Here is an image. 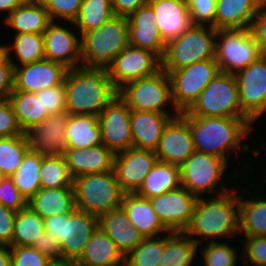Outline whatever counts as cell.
I'll return each instance as SVG.
<instances>
[{
  "label": "cell",
  "instance_id": "51",
  "mask_svg": "<svg viewBox=\"0 0 266 266\" xmlns=\"http://www.w3.org/2000/svg\"><path fill=\"white\" fill-rule=\"evenodd\" d=\"M24 134L8 98L0 99V137H12Z\"/></svg>",
  "mask_w": 266,
  "mask_h": 266
},
{
  "label": "cell",
  "instance_id": "7",
  "mask_svg": "<svg viewBox=\"0 0 266 266\" xmlns=\"http://www.w3.org/2000/svg\"><path fill=\"white\" fill-rule=\"evenodd\" d=\"M118 95L131 110L181 114L173 103L169 74L162 68L151 76L126 83L118 90ZM165 105H171L173 111L169 112Z\"/></svg>",
  "mask_w": 266,
  "mask_h": 266
},
{
  "label": "cell",
  "instance_id": "22",
  "mask_svg": "<svg viewBox=\"0 0 266 266\" xmlns=\"http://www.w3.org/2000/svg\"><path fill=\"white\" fill-rule=\"evenodd\" d=\"M127 19L129 45L149 50L162 59L166 43L159 34L152 7L147 3L131 13Z\"/></svg>",
  "mask_w": 266,
  "mask_h": 266
},
{
  "label": "cell",
  "instance_id": "10",
  "mask_svg": "<svg viewBox=\"0 0 266 266\" xmlns=\"http://www.w3.org/2000/svg\"><path fill=\"white\" fill-rule=\"evenodd\" d=\"M262 53L250 28L216 31L215 60L223 73L236 74Z\"/></svg>",
  "mask_w": 266,
  "mask_h": 266
},
{
  "label": "cell",
  "instance_id": "33",
  "mask_svg": "<svg viewBox=\"0 0 266 266\" xmlns=\"http://www.w3.org/2000/svg\"><path fill=\"white\" fill-rule=\"evenodd\" d=\"M66 148H88L101 145V127L95 115H70L66 131Z\"/></svg>",
  "mask_w": 266,
  "mask_h": 266
},
{
  "label": "cell",
  "instance_id": "24",
  "mask_svg": "<svg viewBox=\"0 0 266 266\" xmlns=\"http://www.w3.org/2000/svg\"><path fill=\"white\" fill-rule=\"evenodd\" d=\"M148 4L154 11L159 34L165 43L192 26L187 0H149Z\"/></svg>",
  "mask_w": 266,
  "mask_h": 266
},
{
  "label": "cell",
  "instance_id": "58",
  "mask_svg": "<svg viewBox=\"0 0 266 266\" xmlns=\"http://www.w3.org/2000/svg\"><path fill=\"white\" fill-rule=\"evenodd\" d=\"M25 0H0V12H6V17Z\"/></svg>",
  "mask_w": 266,
  "mask_h": 266
},
{
  "label": "cell",
  "instance_id": "20",
  "mask_svg": "<svg viewBox=\"0 0 266 266\" xmlns=\"http://www.w3.org/2000/svg\"><path fill=\"white\" fill-rule=\"evenodd\" d=\"M98 227V217L87 212L75 209L64 214L63 238L59 242L61 259L77 261Z\"/></svg>",
  "mask_w": 266,
  "mask_h": 266
},
{
  "label": "cell",
  "instance_id": "17",
  "mask_svg": "<svg viewBox=\"0 0 266 266\" xmlns=\"http://www.w3.org/2000/svg\"><path fill=\"white\" fill-rule=\"evenodd\" d=\"M157 161L153 150L130 148L115 154L113 170L122 191L135 193Z\"/></svg>",
  "mask_w": 266,
  "mask_h": 266
},
{
  "label": "cell",
  "instance_id": "47",
  "mask_svg": "<svg viewBox=\"0 0 266 266\" xmlns=\"http://www.w3.org/2000/svg\"><path fill=\"white\" fill-rule=\"evenodd\" d=\"M11 266H48L52 261L31 246L10 247Z\"/></svg>",
  "mask_w": 266,
  "mask_h": 266
},
{
  "label": "cell",
  "instance_id": "1",
  "mask_svg": "<svg viewBox=\"0 0 266 266\" xmlns=\"http://www.w3.org/2000/svg\"><path fill=\"white\" fill-rule=\"evenodd\" d=\"M238 194L237 189L232 186L231 191L224 194L198 198L193 216L184 233L198 247H201L203 240H208L207 243L222 242L223 239L238 236L240 234Z\"/></svg>",
  "mask_w": 266,
  "mask_h": 266
},
{
  "label": "cell",
  "instance_id": "46",
  "mask_svg": "<svg viewBox=\"0 0 266 266\" xmlns=\"http://www.w3.org/2000/svg\"><path fill=\"white\" fill-rule=\"evenodd\" d=\"M240 241L243 248V261L248 266H266V237L264 236H244ZM245 258H248L244 260ZM250 264H249V263Z\"/></svg>",
  "mask_w": 266,
  "mask_h": 266
},
{
  "label": "cell",
  "instance_id": "31",
  "mask_svg": "<svg viewBox=\"0 0 266 266\" xmlns=\"http://www.w3.org/2000/svg\"><path fill=\"white\" fill-rule=\"evenodd\" d=\"M30 206L43 219L70 214L76 209L73 187L55 189L40 188L37 193L28 200Z\"/></svg>",
  "mask_w": 266,
  "mask_h": 266
},
{
  "label": "cell",
  "instance_id": "4",
  "mask_svg": "<svg viewBox=\"0 0 266 266\" xmlns=\"http://www.w3.org/2000/svg\"><path fill=\"white\" fill-rule=\"evenodd\" d=\"M80 38L82 65L107 71L113 59L129 44L128 19L114 15L98 29L83 33Z\"/></svg>",
  "mask_w": 266,
  "mask_h": 266
},
{
  "label": "cell",
  "instance_id": "5",
  "mask_svg": "<svg viewBox=\"0 0 266 266\" xmlns=\"http://www.w3.org/2000/svg\"><path fill=\"white\" fill-rule=\"evenodd\" d=\"M216 29L192 25L187 31L166 43L161 68L168 74L196 62L215 58Z\"/></svg>",
  "mask_w": 266,
  "mask_h": 266
},
{
  "label": "cell",
  "instance_id": "57",
  "mask_svg": "<svg viewBox=\"0 0 266 266\" xmlns=\"http://www.w3.org/2000/svg\"><path fill=\"white\" fill-rule=\"evenodd\" d=\"M45 232L51 234L58 241L63 238L64 214L55 215L44 219Z\"/></svg>",
  "mask_w": 266,
  "mask_h": 266
},
{
  "label": "cell",
  "instance_id": "40",
  "mask_svg": "<svg viewBox=\"0 0 266 266\" xmlns=\"http://www.w3.org/2000/svg\"><path fill=\"white\" fill-rule=\"evenodd\" d=\"M114 15L111 0H82L78 17L70 24L82 35L98 29Z\"/></svg>",
  "mask_w": 266,
  "mask_h": 266
},
{
  "label": "cell",
  "instance_id": "6",
  "mask_svg": "<svg viewBox=\"0 0 266 266\" xmlns=\"http://www.w3.org/2000/svg\"><path fill=\"white\" fill-rule=\"evenodd\" d=\"M76 209L100 217L121 207L124 192L114 170L73 179Z\"/></svg>",
  "mask_w": 266,
  "mask_h": 266
},
{
  "label": "cell",
  "instance_id": "15",
  "mask_svg": "<svg viewBox=\"0 0 266 266\" xmlns=\"http://www.w3.org/2000/svg\"><path fill=\"white\" fill-rule=\"evenodd\" d=\"M197 199L180 186L149 200L159 220L169 232H184L193 216Z\"/></svg>",
  "mask_w": 266,
  "mask_h": 266
},
{
  "label": "cell",
  "instance_id": "26",
  "mask_svg": "<svg viewBox=\"0 0 266 266\" xmlns=\"http://www.w3.org/2000/svg\"><path fill=\"white\" fill-rule=\"evenodd\" d=\"M98 219L99 227L113 240L124 257L145 238L135 226L131 225L128 215L122 207L102 214Z\"/></svg>",
  "mask_w": 266,
  "mask_h": 266
},
{
  "label": "cell",
  "instance_id": "60",
  "mask_svg": "<svg viewBox=\"0 0 266 266\" xmlns=\"http://www.w3.org/2000/svg\"><path fill=\"white\" fill-rule=\"evenodd\" d=\"M48 266H81L77 261L74 260H52Z\"/></svg>",
  "mask_w": 266,
  "mask_h": 266
},
{
  "label": "cell",
  "instance_id": "19",
  "mask_svg": "<svg viewBox=\"0 0 266 266\" xmlns=\"http://www.w3.org/2000/svg\"><path fill=\"white\" fill-rule=\"evenodd\" d=\"M194 152L193 135L187 120L181 114L173 117L155 150L158 161L180 166Z\"/></svg>",
  "mask_w": 266,
  "mask_h": 266
},
{
  "label": "cell",
  "instance_id": "48",
  "mask_svg": "<svg viewBox=\"0 0 266 266\" xmlns=\"http://www.w3.org/2000/svg\"><path fill=\"white\" fill-rule=\"evenodd\" d=\"M192 25H208L214 28L216 0H187Z\"/></svg>",
  "mask_w": 266,
  "mask_h": 266
},
{
  "label": "cell",
  "instance_id": "32",
  "mask_svg": "<svg viewBox=\"0 0 266 266\" xmlns=\"http://www.w3.org/2000/svg\"><path fill=\"white\" fill-rule=\"evenodd\" d=\"M180 186V166L157 161L135 194L151 199Z\"/></svg>",
  "mask_w": 266,
  "mask_h": 266
},
{
  "label": "cell",
  "instance_id": "2",
  "mask_svg": "<svg viewBox=\"0 0 266 266\" xmlns=\"http://www.w3.org/2000/svg\"><path fill=\"white\" fill-rule=\"evenodd\" d=\"M181 115L189 124L197 152L216 156L228 163L234 151L243 150L245 153L251 148L243 140L254 131V122L250 118L195 117L186 111Z\"/></svg>",
  "mask_w": 266,
  "mask_h": 266
},
{
  "label": "cell",
  "instance_id": "41",
  "mask_svg": "<svg viewBox=\"0 0 266 266\" xmlns=\"http://www.w3.org/2000/svg\"><path fill=\"white\" fill-rule=\"evenodd\" d=\"M29 149L25 134L0 137V169L5 176L11 177L17 171Z\"/></svg>",
  "mask_w": 266,
  "mask_h": 266
},
{
  "label": "cell",
  "instance_id": "42",
  "mask_svg": "<svg viewBox=\"0 0 266 266\" xmlns=\"http://www.w3.org/2000/svg\"><path fill=\"white\" fill-rule=\"evenodd\" d=\"M41 188L55 189L73 187V178L62 156L42 157L40 167Z\"/></svg>",
  "mask_w": 266,
  "mask_h": 266
},
{
  "label": "cell",
  "instance_id": "18",
  "mask_svg": "<svg viewBox=\"0 0 266 266\" xmlns=\"http://www.w3.org/2000/svg\"><path fill=\"white\" fill-rule=\"evenodd\" d=\"M56 22L52 21L43 33L45 59L58 62L67 69L81 66V40H79L81 35L79 31L75 32L68 29V26L65 27Z\"/></svg>",
  "mask_w": 266,
  "mask_h": 266
},
{
  "label": "cell",
  "instance_id": "38",
  "mask_svg": "<svg viewBox=\"0 0 266 266\" xmlns=\"http://www.w3.org/2000/svg\"><path fill=\"white\" fill-rule=\"evenodd\" d=\"M44 232V219L27 205L16 213L10 247H34Z\"/></svg>",
  "mask_w": 266,
  "mask_h": 266
},
{
  "label": "cell",
  "instance_id": "52",
  "mask_svg": "<svg viewBox=\"0 0 266 266\" xmlns=\"http://www.w3.org/2000/svg\"><path fill=\"white\" fill-rule=\"evenodd\" d=\"M250 30L262 55H266V0H262L259 10L253 18Z\"/></svg>",
  "mask_w": 266,
  "mask_h": 266
},
{
  "label": "cell",
  "instance_id": "29",
  "mask_svg": "<svg viewBox=\"0 0 266 266\" xmlns=\"http://www.w3.org/2000/svg\"><path fill=\"white\" fill-rule=\"evenodd\" d=\"M3 22L13 28L15 34H23L44 33L52 21L40 0H25Z\"/></svg>",
  "mask_w": 266,
  "mask_h": 266
},
{
  "label": "cell",
  "instance_id": "39",
  "mask_svg": "<svg viewBox=\"0 0 266 266\" xmlns=\"http://www.w3.org/2000/svg\"><path fill=\"white\" fill-rule=\"evenodd\" d=\"M42 156L32 150H28L22 158L17 171L11 176L20 193L30 200L41 188L40 167Z\"/></svg>",
  "mask_w": 266,
  "mask_h": 266
},
{
  "label": "cell",
  "instance_id": "55",
  "mask_svg": "<svg viewBox=\"0 0 266 266\" xmlns=\"http://www.w3.org/2000/svg\"><path fill=\"white\" fill-rule=\"evenodd\" d=\"M34 248L51 260L61 259L59 243L51 234L44 232L42 236H40L39 241L34 245Z\"/></svg>",
  "mask_w": 266,
  "mask_h": 266
},
{
  "label": "cell",
  "instance_id": "30",
  "mask_svg": "<svg viewBox=\"0 0 266 266\" xmlns=\"http://www.w3.org/2000/svg\"><path fill=\"white\" fill-rule=\"evenodd\" d=\"M77 262L81 266H125V257L98 227Z\"/></svg>",
  "mask_w": 266,
  "mask_h": 266
},
{
  "label": "cell",
  "instance_id": "59",
  "mask_svg": "<svg viewBox=\"0 0 266 266\" xmlns=\"http://www.w3.org/2000/svg\"><path fill=\"white\" fill-rule=\"evenodd\" d=\"M0 266H11L10 246L0 245Z\"/></svg>",
  "mask_w": 266,
  "mask_h": 266
},
{
  "label": "cell",
  "instance_id": "3",
  "mask_svg": "<svg viewBox=\"0 0 266 266\" xmlns=\"http://www.w3.org/2000/svg\"><path fill=\"white\" fill-rule=\"evenodd\" d=\"M66 111L70 115L99 116L118 95V90L103 69H88L83 65L68 69L64 79Z\"/></svg>",
  "mask_w": 266,
  "mask_h": 266
},
{
  "label": "cell",
  "instance_id": "9",
  "mask_svg": "<svg viewBox=\"0 0 266 266\" xmlns=\"http://www.w3.org/2000/svg\"><path fill=\"white\" fill-rule=\"evenodd\" d=\"M227 168L229 169L226 161L210 154L195 151L180 165L181 186L197 198L202 197V195L224 194L231 191L227 186L222 187V180L226 176L224 171ZM220 182L221 187L219 189Z\"/></svg>",
  "mask_w": 266,
  "mask_h": 266
},
{
  "label": "cell",
  "instance_id": "54",
  "mask_svg": "<svg viewBox=\"0 0 266 266\" xmlns=\"http://www.w3.org/2000/svg\"><path fill=\"white\" fill-rule=\"evenodd\" d=\"M16 213L0 203V245L10 246L12 244Z\"/></svg>",
  "mask_w": 266,
  "mask_h": 266
},
{
  "label": "cell",
  "instance_id": "56",
  "mask_svg": "<svg viewBox=\"0 0 266 266\" xmlns=\"http://www.w3.org/2000/svg\"><path fill=\"white\" fill-rule=\"evenodd\" d=\"M115 15L128 17L138 8L146 5L149 0H111Z\"/></svg>",
  "mask_w": 266,
  "mask_h": 266
},
{
  "label": "cell",
  "instance_id": "8",
  "mask_svg": "<svg viewBox=\"0 0 266 266\" xmlns=\"http://www.w3.org/2000/svg\"><path fill=\"white\" fill-rule=\"evenodd\" d=\"M195 117L249 118L241 109L235 74L220 72L186 111Z\"/></svg>",
  "mask_w": 266,
  "mask_h": 266
},
{
  "label": "cell",
  "instance_id": "37",
  "mask_svg": "<svg viewBox=\"0 0 266 266\" xmlns=\"http://www.w3.org/2000/svg\"><path fill=\"white\" fill-rule=\"evenodd\" d=\"M4 53L15 67L31 64L45 58L43 33L15 34L12 45L4 44ZM20 64L13 61V54ZM12 56V57H11Z\"/></svg>",
  "mask_w": 266,
  "mask_h": 266
},
{
  "label": "cell",
  "instance_id": "53",
  "mask_svg": "<svg viewBox=\"0 0 266 266\" xmlns=\"http://www.w3.org/2000/svg\"><path fill=\"white\" fill-rule=\"evenodd\" d=\"M14 89V66L4 53L0 57V99H7Z\"/></svg>",
  "mask_w": 266,
  "mask_h": 266
},
{
  "label": "cell",
  "instance_id": "13",
  "mask_svg": "<svg viewBox=\"0 0 266 266\" xmlns=\"http://www.w3.org/2000/svg\"><path fill=\"white\" fill-rule=\"evenodd\" d=\"M240 107L253 121L266 114V55L236 74Z\"/></svg>",
  "mask_w": 266,
  "mask_h": 266
},
{
  "label": "cell",
  "instance_id": "45",
  "mask_svg": "<svg viewBox=\"0 0 266 266\" xmlns=\"http://www.w3.org/2000/svg\"><path fill=\"white\" fill-rule=\"evenodd\" d=\"M48 11L51 21L56 18L73 22L79 15L82 0H40Z\"/></svg>",
  "mask_w": 266,
  "mask_h": 266
},
{
  "label": "cell",
  "instance_id": "25",
  "mask_svg": "<svg viewBox=\"0 0 266 266\" xmlns=\"http://www.w3.org/2000/svg\"><path fill=\"white\" fill-rule=\"evenodd\" d=\"M178 115L131 110L133 148L155 151L167 123Z\"/></svg>",
  "mask_w": 266,
  "mask_h": 266
},
{
  "label": "cell",
  "instance_id": "14",
  "mask_svg": "<svg viewBox=\"0 0 266 266\" xmlns=\"http://www.w3.org/2000/svg\"><path fill=\"white\" fill-rule=\"evenodd\" d=\"M130 117L131 109L119 95L98 116L102 144L114 154L133 148Z\"/></svg>",
  "mask_w": 266,
  "mask_h": 266
},
{
  "label": "cell",
  "instance_id": "23",
  "mask_svg": "<svg viewBox=\"0 0 266 266\" xmlns=\"http://www.w3.org/2000/svg\"><path fill=\"white\" fill-rule=\"evenodd\" d=\"M72 178L113 170L115 154L104 144L86 148H66L63 153Z\"/></svg>",
  "mask_w": 266,
  "mask_h": 266
},
{
  "label": "cell",
  "instance_id": "12",
  "mask_svg": "<svg viewBox=\"0 0 266 266\" xmlns=\"http://www.w3.org/2000/svg\"><path fill=\"white\" fill-rule=\"evenodd\" d=\"M161 69V59L153 52L131 45L119 53L107 70L108 78L119 90L126 83L151 76Z\"/></svg>",
  "mask_w": 266,
  "mask_h": 266
},
{
  "label": "cell",
  "instance_id": "62",
  "mask_svg": "<svg viewBox=\"0 0 266 266\" xmlns=\"http://www.w3.org/2000/svg\"><path fill=\"white\" fill-rule=\"evenodd\" d=\"M5 177V175L3 174V172L0 169V181Z\"/></svg>",
  "mask_w": 266,
  "mask_h": 266
},
{
  "label": "cell",
  "instance_id": "36",
  "mask_svg": "<svg viewBox=\"0 0 266 266\" xmlns=\"http://www.w3.org/2000/svg\"><path fill=\"white\" fill-rule=\"evenodd\" d=\"M239 193L240 235L266 237V198H243ZM260 198V199H259Z\"/></svg>",
  "mask_w": 266,
  "mask_h": 266
},
{
  "label": "cell",
  "instance_id": "21",
  "mask_svg": "<svg viewBox=\"0 0 266 266\" xmlns=\"http://www.w3.org/2000/svg\"><path fill=\"white\" fill-rule=\"evenodd\" d=\"M67 68L48 59L14 68V89L36 93L64 82Z\"/></svg>",
  "mask_w": 266,
  "mask_h": 266
},
{
  "label": "cell",
  "instance_id": "43",
  "mask_svg": "<svg viewBox=\"0 0 266 266\" xmlns=\"http://www.w3.org/2000/svg\"><path fill=\"white\" fill-rule=\"evenodd\" d=\"M163 251L164 235L144 238L134 250L125 256V266H158Z\"/></svg>",
  "mask_w": 266,
  "mask_h": 266
},
{
  "label": "cell",
  "instance_id": "27",
  "mask_svg": "<svg viewBox=\"0 0 266 266\" xmlns=\"http://www.w3.org/2000/svg\"><path fill=\"white\" fill-rule=\"evenodd\" d=\"M121 207L127 213L131 225L145 238L170 233L159 220L149 199L135 193H127L122 198Z\"/></svg>",
  "mask_w": 266,
  "mask_h": 266
},
{
  "label": "cell",
  "instance_id": "44",
  "mask_svg": "<svg viewBox=\"0 0 266 266\" xmlns=\"http://www.w3.org/2000/svg\"><path fill=\"white\" fill-rule=\"evenodd\" d=\"M229 242L227 239L222 242H210L203 244L202 248H198L201 261H203L202 266H236L242 255L239 256L240 253L236 252L237 248L231 246Z\"/></svg>",
  "mask_w": 266,
  "mask_h": 266
},
{
  "label": "cell",
  "instance_id": "28",
  "mask_svg": "<svg viewBox=\"0 0 266 266\" xmlns=\"http://www.w3.org/2000/svg\"><path fill=\"white\" fill-rule=\"evenodd\" d=\"M262 0H216L214 28H250Z\"/></svg>",
  "mask_w": 266,
  "mask_h": 266
},
{
  "label": "cell",
  "instance_id": "49",
  "mask_svg": "<svg viewBox=\"0 0 266 266\" xmlns=\"http://www.w3.org/2000/svg\"><path fill=\"white\" fill-rule=\"evenodd\" d=\"M0 203L15 212L28 205V201L17 189L11 177L5 176L0 181Z\"/></svg>",
  "mask_w": 266,
  "mask_h": 266
},
{
  "label": "cell",
  "instance_id": "61",
  "mask_svg": "<svg viewBox=\"0 0 266 266\" xmlns=\"http://www.w3.org/2000/svg\"><path fill=\"white\" fill-rule=\"evenodd\" d=\"M4 54V45L0 44V57Z\"/></svg>",
  "mask_w": 266,
  "mask_h": 266
},
{
  "label": "cell",
  "instance_id": "16",
  "mask_svg": "<svg viewBox=\"0 0 266 266\" xmlns=\"http://www.w3.org/2000/svg\"><path fill=\"white\" fill-rule=\"evenodd\" d=\"M69 117L67 111L50 114L40 124L26 131L30 150L42 157L62 156L67 147L65 131Z\"/></svg>",
  "mask_w": 266,
  "mask_h": 266
},
{
  "label": "cell",
  "instance_id": "34",
  "mask_svg": "<svg viewBox=\"0 0 266 266\" xmlns=\"http://www.w3.org/2000/svg\"><path fill=\"white\" fill-rule=\"evenodd\" d=\"M8 100L24 133L50 115L41 102V91L30 93L13 90Z\"/></svg>",
  "mask_w": 266,
  "mask_h": 266
},
{
  "label": "cell",
  "instance_id": "35",
  "mask_svg": "<svg viewBox=\"0 0 266 266\" xmlns=\"http://www.w3.org/2000/svg\"><path fill=\"white\" fill-rule=\"evenodd\" d=\"M197 255L198 245L188 235L170 232L164 234V251L158 266H193L194 260H199Z\"/></svg>",
  "mask_w": 266,
  "mask_h": 266
},
{
  "label": "cell",
  "instance_id": "11",
  "mask_svg": "<svg viewBox=\"0 0 266 266\" xmlns=\"http://www.w3.org/2000/svg\"><path fill=\"white\" fill-rule=\"evenodd\" d=\"M220 72L215 58L196 62L192 65L171 71L169 77L175 108L180 113L187 111L198 99L204 88Z\"/></svg>",
  "mask_w": 266,
  "mask_h": 266
},
{
  "label": "cell",
  "instance_id": "50",
  "mask_svg": "<svg viewBox=\"0 0 266 266\" xmlns=\"http://www.w3.org/2000/svg\"><path fill=\"white\" fill-rule=\"evenodd\" d=\"M41 102L49 114L66 111V89L64 82L58 86L41 90Z\"/></svg>",
  "mask_w": 266,
  "mask_h": 266
}]
</instances>
